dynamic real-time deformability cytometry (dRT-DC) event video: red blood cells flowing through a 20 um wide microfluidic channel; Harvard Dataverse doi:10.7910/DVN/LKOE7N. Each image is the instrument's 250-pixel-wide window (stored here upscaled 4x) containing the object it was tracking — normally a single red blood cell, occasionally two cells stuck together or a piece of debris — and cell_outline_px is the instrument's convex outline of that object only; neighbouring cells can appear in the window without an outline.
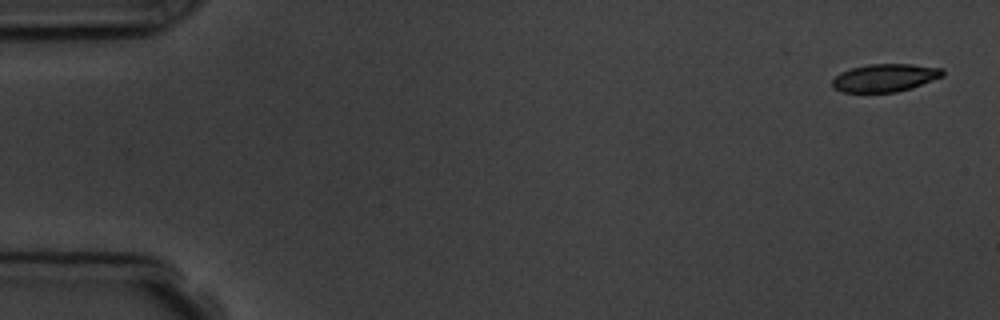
{"species": "common noctule bat (a hibernating species)", "species_latin": "Nyctalus noctula", "temperature_condition": "room temperature", "stored_images_in_passage": 5, "segment_of_instrument_passage": [1, 2], "camera_frame_rate_fps": 3000, "um_per_image_px": 0.085, "animal": {"sex": "male", "body_mass_g": 19.5, "forearm_length_mm": 54.6}, "frame": {"image": 1, "passage_image": 1, "time_ms": 0.0, "image_size_px": [1000, 320], "cell_outline_px": [[944, 76], [912, 88], [896, 92], [844, 92], [832, 88], [832, 80], [840, 72], [852, 68], [868, 64], [912, 64], [944, 68]], "centroid_in_image_um": [75.24, 6.61], "position_along_channel_um": 9.8, "area_um2": 18.03}}